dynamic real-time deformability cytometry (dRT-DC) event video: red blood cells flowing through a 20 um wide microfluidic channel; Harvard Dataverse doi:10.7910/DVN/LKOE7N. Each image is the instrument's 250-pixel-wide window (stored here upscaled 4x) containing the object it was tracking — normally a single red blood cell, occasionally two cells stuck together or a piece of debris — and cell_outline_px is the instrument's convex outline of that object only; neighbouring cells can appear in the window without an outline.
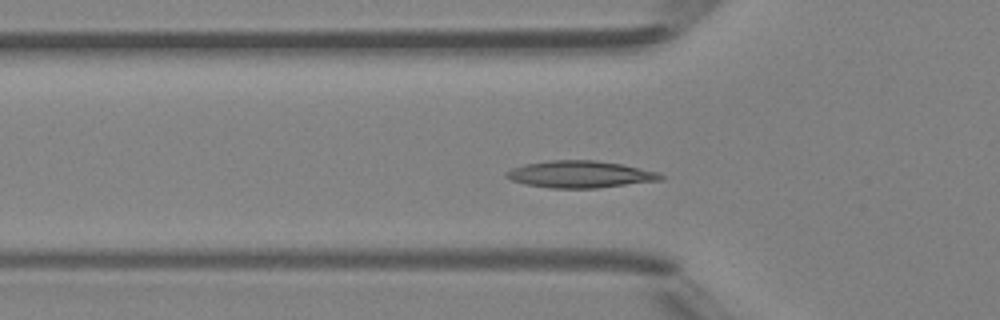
{"species": "Egyptian fruit bat (a non-hibernating species)", "species_latin": "Rousettus aegyptiacus", "temperature_condition": "room temperature", "stored_images_in_passage": 45, "camera_frame_rate_fps": 3000, "um_per_image_px": 0.085, "animal": {"sex": "female"}, "frame": {"image": 1, "passage_image": 13, "time_ms": 4.0, "image_size_px": [1000, 320], "cell_outline_px": [[664, 180], [596, 188], [552, 188], [524, 184], [512, 180], [504, 176], [504, 172], [512, 168], [524, 164], [552, 160], [596, 160], [624, 164], [660, 172], [664, 176]], "centroid_in_image_um": [49.34, 14.81], "position_along_channel_um": 76.5, "area_um2": 24.51}}
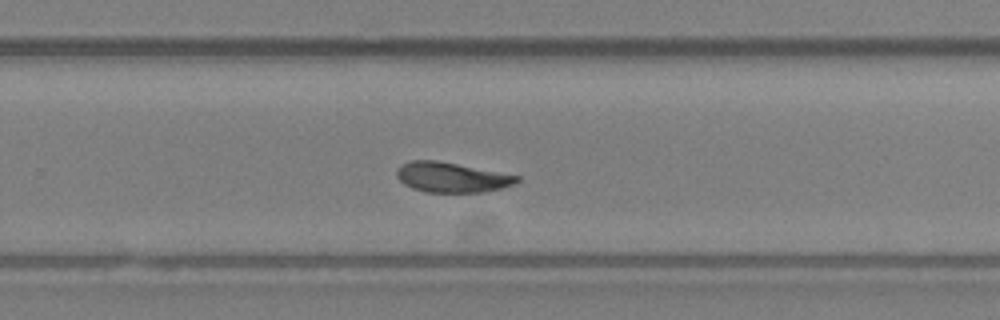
{"frame": {"image": 2, "passage_image": 28, "time_ms": 9.0, "image_size_px": [1000, 320], "cell_outline_px": [[520, 180], [516, 184], [500, 188], [480, 192], [424, 192], [412, 188], [404, 184], [396, 176], [396, 172], [400, 164], [412, 160], [436, 160], [520, 176]], "centroid_in_image_um": [38.36, 15.07], "position_along_channel_um": 291.4, "area_um2": 20.92}}
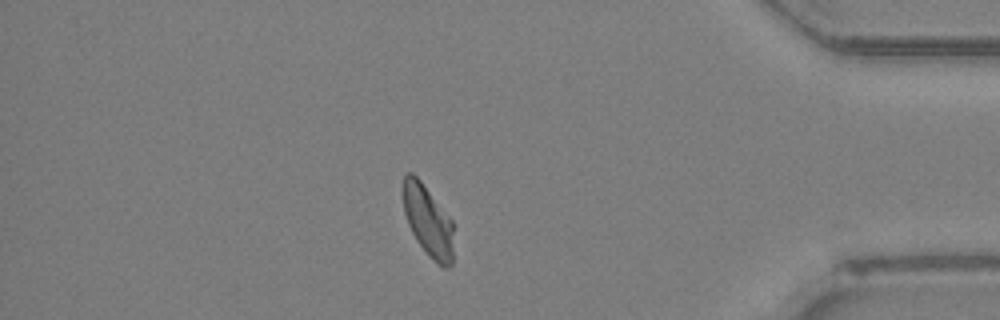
{"frame": {"image": 3, "passage_image": 38, "time_ms": 12.333, "image_size_px": [1000, 320], "cell_outline_px": [[452, 264], [448, 268], [444, 268], [432, 260], [428, 256], [416, 240], [408, 224], [404, 212], [400, 188], [404, 176], [408, 172], [412, 172], [420, 180], [452, 220]], "centroid_in_image_um": [36.33, 18.75], "position_along_channel_um": 398.9, "area_um2": 21.1}, "authors_computed_cell_mechanics": {"area_um2": 21.964, "velocity_mm_per_s": 4.3082, "shape_relaxation_time_tau1_ms": 7.4822, "shape_relaxation_time_tau2_ms": 2.5187, "deformation_change_tau1": 0.1827, "deformation_change_tau2": 0.0719}}